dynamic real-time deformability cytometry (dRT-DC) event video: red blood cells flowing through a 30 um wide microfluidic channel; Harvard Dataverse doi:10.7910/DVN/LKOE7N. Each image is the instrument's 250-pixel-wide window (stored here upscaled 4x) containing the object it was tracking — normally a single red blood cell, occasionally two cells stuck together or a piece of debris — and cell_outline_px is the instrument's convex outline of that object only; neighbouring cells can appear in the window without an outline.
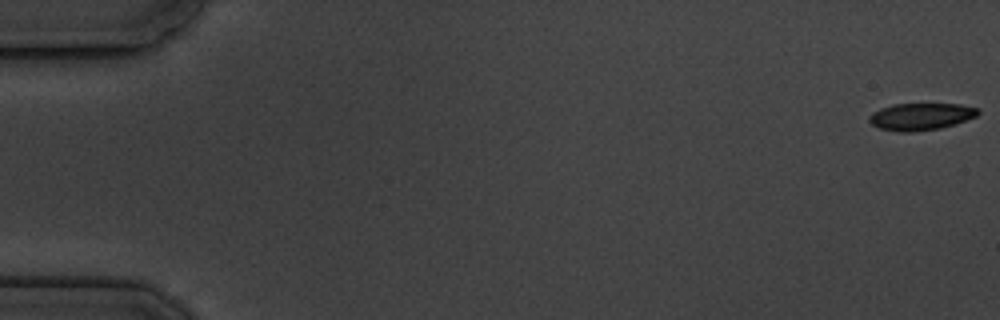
{"species": "common noctule bat (a hibernating species)", "species_latin": "Nyctalus noctula", "temperature_condition": "cold", "stored_images_in_passage": 5, "camera_frame_rate_fps": 3000, "um_per_image_px": 0.085, "animal": {"sex": "male", "body_mass_g": 19.5, "forearm_length_mm": 54.6}, "frame": {"image": 1, "passage_image": 1, "time_ms": 0.0, "image_size_px": [1000, 320], "cell_outline_px": [[980, 112], [976, 116], [956, 124], [940, 128], [912, 132], [900, 132], [880, 128], [872, 124], [868, 120], [868, 116], [872, 112], [880, 108], [892, 104], [960, 104], [980, 108]], "centroid_in_image_um": [78.27, 9.9], "position_along_channel_um": 6.7, "area_um2": 17.28}}
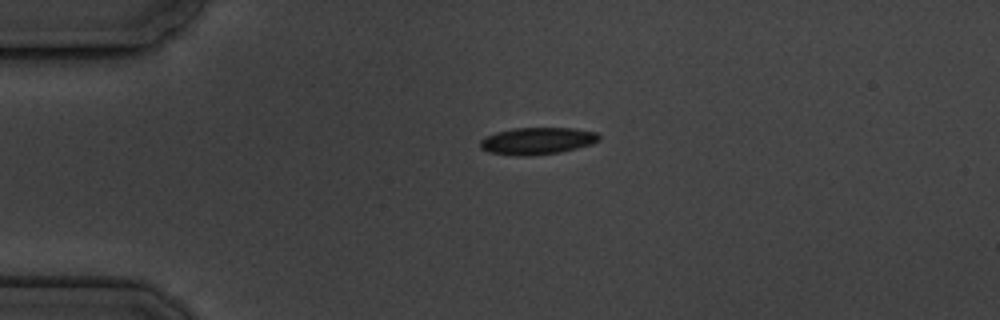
{"frame": {"image": 2, "passage_image": 4, "time_ms": 4.333, "image_size_px": [1000, 320], "cell_outline_px": [[600, 140], [592, 144], [560, 152], [532, 156], [516, 156], [488, 152], [480, 148], [480, 140], [496, 132], [512, 128], [572, 128], [596, 132], [600, 136]], "centroid_in_image_um": [45.66, 11.98], "position_along_channel_um": 39.3, "area_um2": 18.79}}